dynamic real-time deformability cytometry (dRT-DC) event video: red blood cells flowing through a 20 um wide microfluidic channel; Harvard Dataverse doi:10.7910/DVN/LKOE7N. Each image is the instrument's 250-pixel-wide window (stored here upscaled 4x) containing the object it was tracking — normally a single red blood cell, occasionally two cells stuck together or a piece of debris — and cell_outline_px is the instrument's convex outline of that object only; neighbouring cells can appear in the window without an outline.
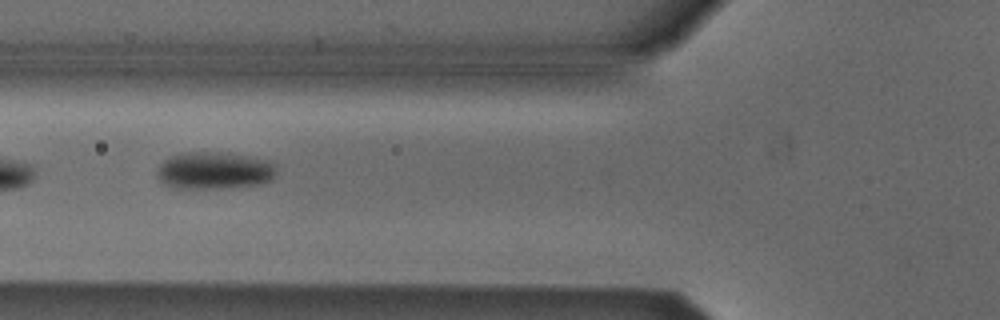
{"species": "Egyptian fruit bat (a non-hibernating species)", "species_latin": "Rousettus aegyptiacus", "temperature_condition": "cold", "stored_images_in_passage": 4, "camera_frame_rate_fps": 3000, "um_per_image_px": 0.085, "animal": {"sex": "male"}, "frame": {"image": 1, "passage_image": 3, "time_ms": 2.667, "image_size_px": [1000, 320], "cell_outline_px": [[276, 172], [268, 180], [260, 184], [212, 188], [180, 188], [164, 184], [156, 176], [156, 172], [160, 164], [164, 160], [172, 156], [184, 152], [216, 152], [244, 156], [268, 160], [272, 164]], "centroid_in_image_um": [18.14, 14.49], "position_along_channel_um": 107.7, "area_um2": 25.32}}
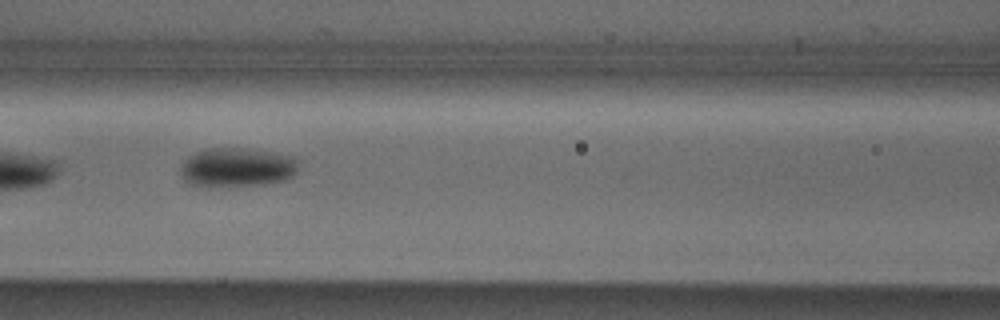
{"frame": {"image": 2, "passage_image": 4, "time_ms": 3.667, "image_size_px": [1000, 320], "cell_outline_px": [[300, 160], [296, 172], [292, 176], [284, 180], [264, 184], [208, 188], [204, 188], [188, 184], [184, 180], [180, 172], [180, 168], [184, 160], [188, 156], [204, 148], [240, 148], [292, 156]], "centroid_in_image_um": [20.08, 14.25], "position_along_channel_um": 146.5, "area_um2": 27.34}}